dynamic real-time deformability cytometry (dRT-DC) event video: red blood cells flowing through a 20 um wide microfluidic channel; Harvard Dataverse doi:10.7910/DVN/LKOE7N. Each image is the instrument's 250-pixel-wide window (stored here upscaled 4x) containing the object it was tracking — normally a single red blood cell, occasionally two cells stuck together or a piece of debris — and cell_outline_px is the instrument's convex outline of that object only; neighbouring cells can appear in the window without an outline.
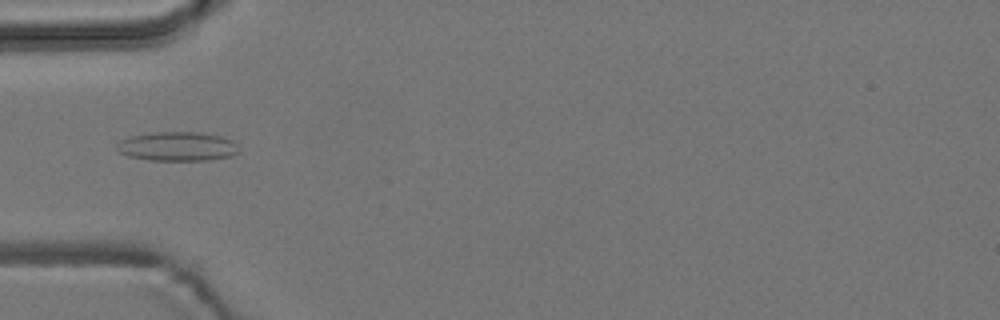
{"species": "common noctule bat (a hibernating species)", "species_latin": "Nyctalus noctula", "temperature_condition": "room temperature", "stored_images_in_passage": 6, "camera_frame_rate_fps": 3000, "um_per_image_px": 0.085, "animal": {"sex": "male", "body_mass_g": 19.2, "forearm_length_mm": 51.8}, "frame": {"image": 1, "passage_image": 3, "time_ms": 2.333, "image_size_px": [1000, 320], "cell_outline_px": [[240, 152], [232, 156], [204, 160], [148, 160], [128, 156], [120, 152], [116, 148], [116, 144], [120, 140], [132, 136], [152, 132], [200, 132], [220, 136], [232, 140], [240, 148]], "centroid_in_image_um": [15.09, 12.44], "position_along_channel_um": 69.9, "area_um2": 20.81}}
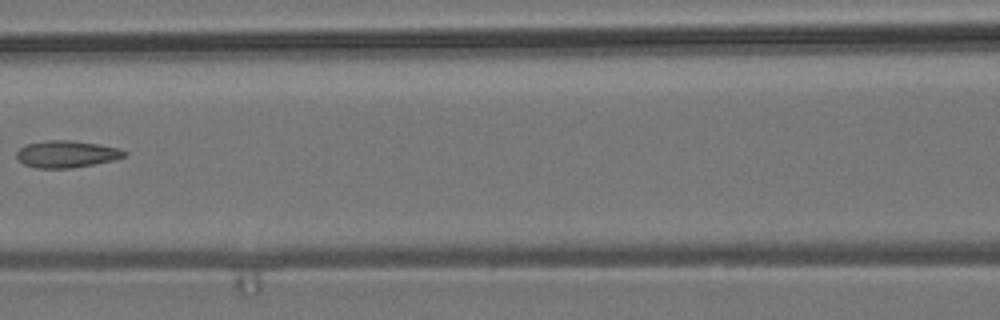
{"frame": {"image": 2, "passage_image": 5, "time_ms": 4.667, "image_size_px": [1000, 320], "cell_outline_px": [[128, 152], [124, 156], [112, 160], [72, 168], [36, 168], [24, 164], [16, 156], [16, 152], [20, 148], [28, 144], [44, 140], [72, 140], [120, 148]], "centroid_in_image_um": [5.64, 13.09], "position_along_channel_um": 161.0, "area_um2": 16.76}}
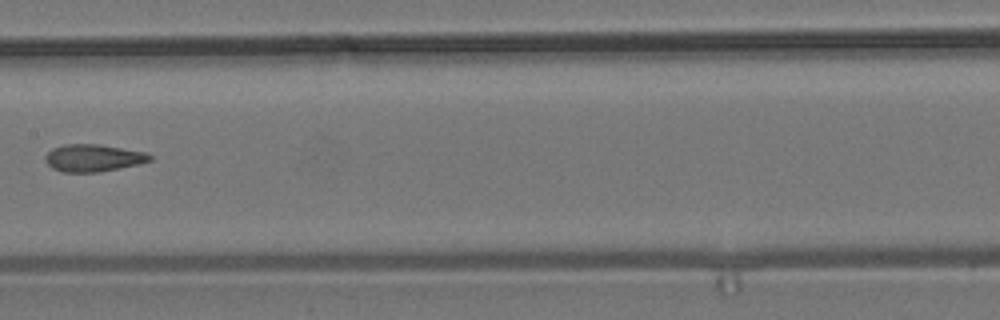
{"frame": {"image": 3, "passage_image": 6, "time_ms": 5.667, "image_size_px": [1000, 320], "cell_outline_px": [[152, 160], [140, 164], [100, 172], [60, 172], [52, 168], [44, 160], [44, 156], [52, 148], [64, 144], [96, 144], [148, 152], [152, 156]], "centroid_in_image_um": [7.93, 13.43], "position_along_channel_um": 199.5, "area_um2": 16.82}}